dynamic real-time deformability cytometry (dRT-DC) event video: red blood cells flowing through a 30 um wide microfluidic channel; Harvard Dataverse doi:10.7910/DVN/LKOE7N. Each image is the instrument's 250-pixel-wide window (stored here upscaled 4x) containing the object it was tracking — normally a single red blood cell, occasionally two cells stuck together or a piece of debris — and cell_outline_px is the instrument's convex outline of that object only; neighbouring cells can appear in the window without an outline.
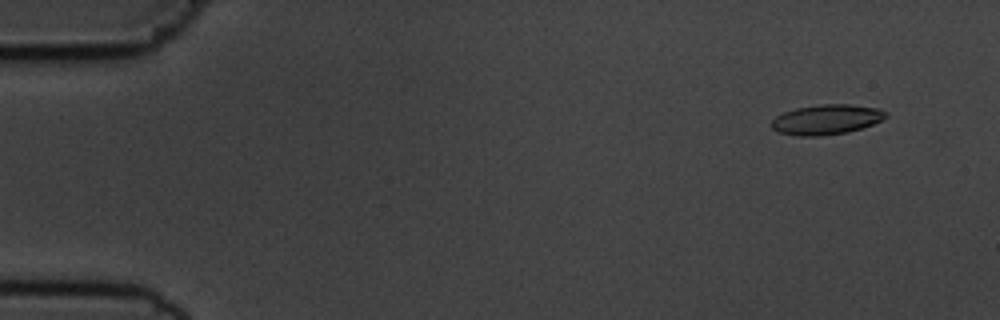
{"species": "common noctule bat (a hibernating species)", "species_latin": "Nyctalus noctula", "temperature_condition": "cold", "stored_images_in_passage": 15, "camera_frame_rate_fps": 3000, "um_per_image_px": 0.085, "animal": {"sex": "male", "body_mass_g": 19.5, "forearm_length_mm": 54.6}, "frame": {"image": 1, "passage_image": 2, "time_ms": 1.0, "image_size_px": [1000, 320], "cell_outline_px": [[888, 116], [872, 124], [848, 132], [820, 136], [796, 136], [780, 132], [772, 128], [772, 120], [776, 116], [784, 112], [796, 108], [820, 104], [848, 104], [880, 108]], "centroid_in_image_um": [70.23, 10.15], "position_along_channel_um": 14.8, "area_um2": 19.83}}
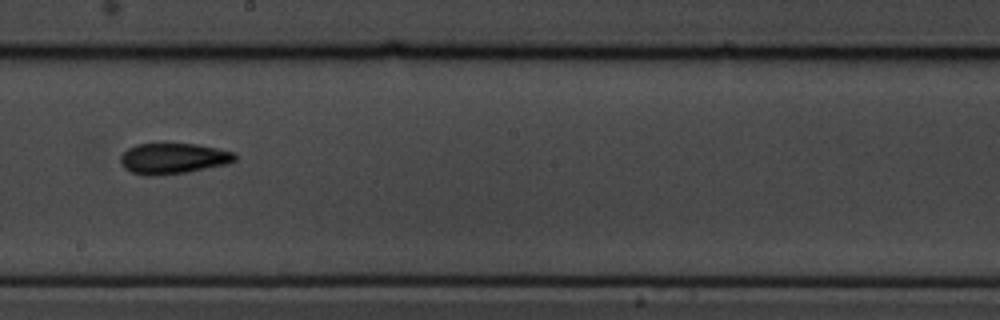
{"frame": {"image": 2, "passage_image": 9, "time_ms": 10.0, "image_size_px": [1000, 320], "cell_outline_px": [[236, 160], [228, 164], [188, 172], [156, 176], [144, 176], [132, 172], [124, 168], [120, 164], [120, 156], [128, 148], [136, 144], [196, 144], [236, 152]], "centroid_in_image_um": [14.72, 13.48], "position_along_channel_um": 233.5, "area_um2": 20.69}}
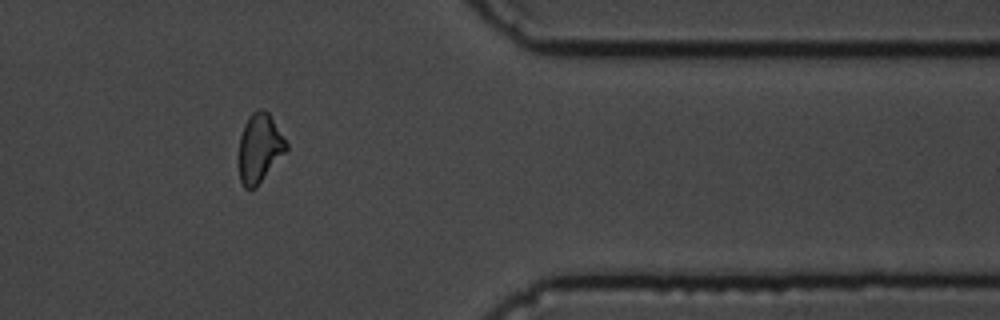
{"frame": {"image": 3, "passage_image": 13, "time_ms": 14.667, "image_size_px": [1000, 320], "cell_outline_px": [[288, 148], [256, 188], [244, 188], [240, 180], [240, 136], [244, 124], [248, 116], [252, 112], [260, 108], [268, 112], [288, 144]], "centroid_in_image_um": [22.06, 12.57], "position_along_channel_um": 389.3, "area_um2": 18.73}, "authors_computed_cell_mechanics": {"area_um2": 19.8254, "velocity_mm_per_s": 3.7, "shape_relaxation_time_tau1_ms": 2.6755, "shape_relaxation_time_tau2_ms": 2.839, "deformation_change_tau1": 0.1186, "deformation_change_tau2": 0.0979}}